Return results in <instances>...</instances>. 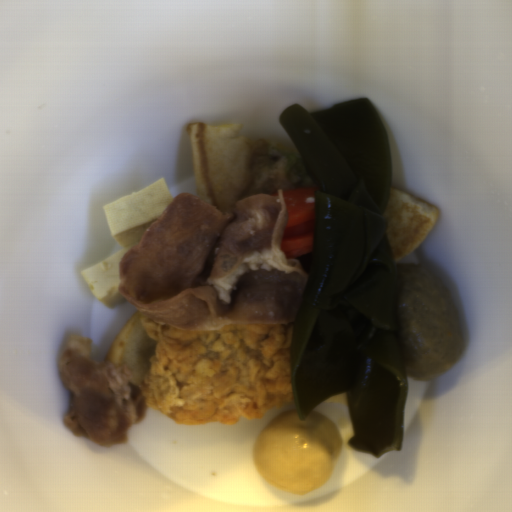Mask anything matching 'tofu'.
Wrapping results in <instances>:
<instances>
[{
	"label": "tofu",
	"instance_id": "5b9d583a",
	"mask_svg": "<svg viewBox=\"0 0 512 512\" xmlns=\"http://www.w3.org/2000/svg\"><path fill=\"white\" fill-rule=\"evenodd\" d=\"M172 198L163 176L142 190L103 206L111 234L122 248L82 270L81 274L92 296L108 308L127 300L119 287L121 259L138 244Z\"/></svg>",
	"mask_w": 512,
	"mask_h": 512
}]
</instances>
